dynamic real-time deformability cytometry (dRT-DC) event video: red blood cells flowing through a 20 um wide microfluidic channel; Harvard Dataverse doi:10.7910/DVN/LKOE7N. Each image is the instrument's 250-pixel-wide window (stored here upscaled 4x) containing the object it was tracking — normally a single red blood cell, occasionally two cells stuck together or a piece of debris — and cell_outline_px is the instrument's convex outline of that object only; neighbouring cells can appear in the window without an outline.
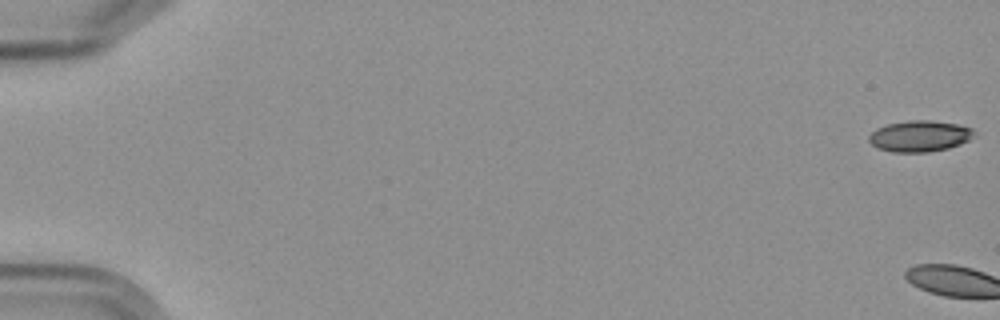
{"species": "Egyptian fruit bat (a non-hibernating species)", "species_latin": "Rousettus aegyptiacus", "temperature_condition": "cold", "stored_images_in_passage": 7, "camera_frame_rate_fps": 3000, "um_per_image_px": 0.085, "frame": {"image": 1, "passage_image": 1, "time_ms": 0.0, "image_size_px": [1000, 320], "cell_outline_px": [[976, 136], [960, 144], [948, 148], [928, 152], [892, 152], [876, 148], [868, 140], [868, 136], [876, 128], [888, 124], [908, 120], [932, 120], [960, 124], [972, 128], [976, 132]], "centroid_in_image_um": [78.19, 11.56], "position_along_channel_um": 6.8, "area_um2": 19.36}}
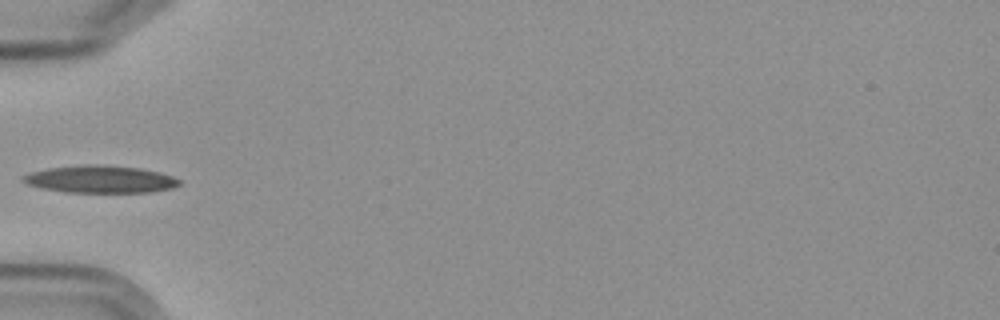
{"frame": {"image": 2, "passage_image": 7, "time_ms": 7.667, "image_size_px": [1000, 320], "cell_outline_px": [[180, 184], [172, 188], [152, 192], [64, 192], [40, 188], [28, 184], [20, 180], [20, 176], [28, 172], [48, 168], [84, 164], [88, 164], [140, 168], [160, 172], [172, 176], [180, 180]], "centroid_in_image_um": [8.47, 15.23], "position_along_channel_um": 76.5, "area_um2": 25.03}}